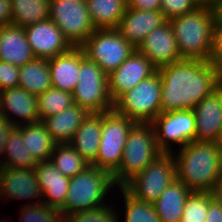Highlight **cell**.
<instances>
[{
    "mask_svg": "<svg viewBox=\"0 0 222 222\" xmlns=\"http://www.w3.org/2000/svg\"><path fill=\"white\" fill-rule=\"evenodd\" d=\"M161 77V113L193 110L219 86L222 69L210 61L182 59L157 69Z\"/></svg>",
    "mask_w": 222,
    "mask_h": 222,
    "instance_id": "cell-1",
    "label": "cell"
},
{
    "mask_svg": "<svg viewBox=\"0 0 222 222\" xmlns=\"http://www.w3.org/2000/svg\"><path fill=\"white\" fill-rule=\"evenodd\" d=\"M175 152L178 153L174 155ZM172 154L178 181L191 191L212 192L222 176V150L218 143L191 141Z\"/></svg>",
    "mask_w": 222,
    "mask_h": 222,
    "instance_id": "cell-2",
    "label": "cell"
},
{
    "mask_svg": "<svg viewBox=\"0 0 222 222\" xmlns=\"http://www.w3.org/2000/svg\"><path fill=\"white\" fill-rule=\"evenodd\" d=\"M179 53L183 59L210 61L215 12L210 7L196 10L169 20Z\"/></svg>",
    "mask_w": 222,
    "mask_h": 222,
    "instance_id": "cell-3",
    "label": "cell"
},
{
    "mask_svg": "<svg viewBox=\"0 0 222 222\" xmlns=\"http://www.w3.org/2000/svg\"><path fill=\"white\" fill-rule=\"evenodd\" d=\"M116 185L112 175L94 165H89L70 178L66 203L60 209L62 216L106 204L107 194Z\"/></svg>",
    "mask_w": 222,
    "mask_h": 222,
    "instance_id": "cell-4",
    "label": "cell"
},
{
    "mask_svg": "<svg viewBox=\"0 0 222 222\" xmlns=\"http://www.w3.org/2000/svg\"><path fill=\"white\" fill-rule=\"evenodd\" d=\"M162 153L152 123H135L127 136L120 166L112 175L115 185L123 187Z\"/></svg>",
    "mask_w": 222,
    "mask_h": 222,
    "instance_id": "cell-5",
    "label": "cell"
},
{
    "mask_svg": "<svg viewBox=\"0 0 222 222\" xmlns=\"http://www.w3.org/2000/svg\"><path fill=\"white\" fill-rule=\"evenodd\" d=\"M78 74L77 85L72 92L74 104L81 106L88 113H102L113 110L108 75L97 63L85 56L82 47H80Z\"/></svg>",
    "mask_w": 222,
    "mask_h": 222,
    "instance_id": "cell-6",
    "label": "cell"
},
{
    "mask_svg": "<svg viewBox=\"0 0 222 222\" xmlns=\"http://www.w3.org/2000/svg\"><path fill=\"white\" fill-rule=\"evenodd\" d=\"M161 77L158 70L122 94L113 110L136 123H151L161 113Z\"/></svg>",
    "mask_w": 222,
    "mask_h": 222,
    "instance_id": "cell-7",
    "label": "cell"
},
{
    "mask_svg": "<svg viewBox=\"0 0 222 222\" xmlns=\"http://www.w3.org/2000/svg\"><path fill=\"white\" fill-rule=\"evenodd\" d=\"M114 110L102 112V131L96 160L91 164L113 175L119 168L127 136L135 124Z\"/></svg>",
    "mask_w": 222,
    "mask_h": 222,
    "instance_id": "cell-8",
    "label": "cell"
},
{
    "mask_svg": "<svg viewBox=\"0 0 222 222\" xmlns=\"http://www.w3.org/2000/svg\"><path fill=\"white\" fill-rule=\"evenodd\" d=\"M176 179L173 154L162 153L123 188L137 200L154 203Z\"/></svg>",
    "mask_w": 222,
    "mask_h": 222,
    "instance_id": "cell-9",
    "label": "cell"
},
{
    "mask_svg": "<svg viewBox=\"0 0 222 222\" xmlns=\"http://www.w3.org/2000/svg\"><path fill=\"white\" fill-rule=\"evenodd\" d=\"M49 18L72 47H81L96 30L86 0H50Z\"/></svg>",
    "mask_w": 222,
    "mask_h": 222,
    "instance_id": "cell-10",
    "label": "cell"
},
{
    "mask_svg": "<svg viewBox=\"0 0 222 222\" xmlns=\"http://www.w3.org/2000/svg\"><path fill=\"white\" fill-rule=\"evenodd\" d=\"M81 47L107 75L136 50L116 28L96 29Z\"/></svg>",
    "mask_w": 222,
    "mask_h": 222,
    "instance_id": "cell-11",
    "label": "cell"
},
{
    "mask_svg": "<svg viewBox=\"0 0 222 222\" xmlns=\"http://www.w3.org/2000/svg\"><path fill=\"white\" fill-rule=\"evenodd\" d=\"M158 148L163 153H172V145L181 148L196 137L194 110H178L160 113L152 122ZM174 143V144H172Z\"/></svg>",
    "mask_w": 222,
    "mask_h": 222,
    "instance_id": "cell-12",
    "label": "cell"
},
{
    "mask_svg": "<svg viewBox=\"0 0 222 222\" xmlns=\"http://www.w3.org/2000/svg\"><path fill=\"white\" fill-rule=\"evenodd\" d=\"M156 71L157 68L148 58L135 50L116 70L108 75L109 93L113 103L122 94Z\"/></svg>",
    "mask_w": 222,
    "mask_h": 222,
    "instance_id": "cell-13",
    "label": "cell"
},
{
    "mask_svg": "<svg viewBox=\"0 0 222 222\" xmlns=\"http://www.w3.org/2000/svg\"><path fill=\"white\" fill-rule=\"evenodd\" d=\"M195 141L218 143L222 134V78L219 86L195 107Z\"/></svg>",
    "mask_w": 222,
    "mask_h": 222,
    "instance_id": "cell-14",
    "label": "cell"
},
{
    "mask_svg": "<svg viewBox=\"0 0 222 222\" xmlns=\"http://www.w3.org/2000/svg\"><path fill=\"white\" fill-rule=\"evenodd\" d=\"M0 198L9 200H37L42 202L35 167L30 169L0 167ZM39 199V200H38Z\"/></svg>",
    "mask_w": 222,
    "mask_h": 222,
    "instance_id": "cell-15",
    "label": "cell"
},
{
    "mask_svg": "<svg viewBox=\"0 0 222 222\" xmlns=\"http://www.w3.org/2000/svg\"><path fill=\"white\" fill-rule=\"evenodd\" d=\"M158 69L182 60L169 21L148 34L136 48Z\"/></svg>",
    "mask_w": 222,
    "mask_h": 222,
    "instance_id": "cell-16",
    "label": "cell"
},
{
    "mask_svg": "<svg viewBox=\"0 0 222 222\" xmlns=\"http://www.w3.org/2000/svg\"><path fill=\"white\" fill-rule=\"evenodd\" d=\"M24 30L36 58L50 59L72 47L50 18L29 25Z\"/></svg>",
    "mask_w": 222,
    "mask_h": 222,
    "instance_id": "cell-17",
    "label": "cell"
},
{
    "mask_svg": "<svg viewBox=\"0 0 222 222\" xmlns=\"http://www.w3.org/2000/svg\"><path fill=\"white\" fill-rule=\"evenodd\" d=\"M11 114L17 117L18 120ZM0 115L6 117L15 127L38 122L37 96L28 93L21 87L1 91Z\"/></svg>",
    "mask_w": 222,
    "mask_h": 222,
    "instance_id": "cell-18",
    "label": "cell"
},
{
    "mask_svg": "<svg viewBox=\"0 0 222 222\" xmlns=\"http://www.w3.org/2000/svg\"><path fill=\"white\" fill-rule=\"evenodd\" d=\"M167 21L161 10L142 11L127 7L116 29L137 48L148 34Z\"/></svg>",
    "mask_w": 222,
    "mask_h": 222,
    "instance_id": "cell-19",
    "label": "cell"
},
{
    "mask_svg": "<svg viewBox=\"0 0 222 222\" xmlns=\"http://www.w3.org/2000/svg\"><path fill=\"white\" fill-rule=\"evenodd\" d=\"M35 173L42 190V202L60 210L66 203L70 178L64 176L51 160L37 162Z\"/></svg>",
    "mask_w": 222,
    "mask_h": 222,
    "instance_id": "cell-20",
    "label": "cell"
},
{
    "mask_svg": "<svg viewBox=\"0 0 222 222\" xmlns=\"http://www.w3.org/2000/svg\"><path fill=\"white\" fill-rule=\"evenodd\" d=\"M35 58L23 27L0 26V61L20 68Z\"/></svg>",
    "mask_w": 222,
    "mask_h": 222,
    "instance_id": "cell-21",
    "label": "cell"
},
{
    "mask_svg": "<svg viewBox=\"0 0 222 222\" xmlns=\"http://www.w3.org/2000/svg\"><path fill=\"white\" fill-rule=\"evenodd\" d=\"M53 88L72 93L77 85L80 69V47L48 59Z\"/></svg>",
    "mask_w": 222,
    "mask_h": 222,
    "instance_id": "cell-22",
    "label": "cell"
},
{
    "mask_svg": "<svg viewBox=\"0 0 222 222\" xmlns=\"http://www.w3.org/2000/svg\"><path fill=\"white\" fill-rule=\"evenodd\" d=\"M101 131L102 113H89L69 142L90 165L98 155Z\"/></svg>",
    "mask_w": 222,
    "mask_h": 222,
    "instance_id": "cell-23",
    "label": "cell"
},
{
    "mask_svg": "<svg viewBox=\"0 0 222 222\" xmlns=\"http://www.w3.org/2000/svg\"><path fill=\"white\" fill-rule=\"evenodd\" d=\"M89 113L77 104L42 120L56 143H69Z\"/></svg>",
    "mask_w": 222,
    "mask_h": 222,
    "instance_id": "cell-24",
    "label": "cell"
},
{
    "mask_svg": "<svg viewBox=\"0 0 222 222\" xmlns=\"http://www.w3.org/2000/svg\"><path fill=\"white\" fill-rule=\"evenodd\" d=\"M192 191L177 179L153 203L161 222H181L187 197Z\"/></svg>",
    "mask_w": 222,
    "mask_h": 222,
    "instance_id": "cell-25",
    "label": "cell"
},
{
    "mask_svg": "<svg viewBox=\"0 0 222 222\" xmlns=\"http://www.w3.org/2000/svg\"><path fill=\"white\" fill-rule=\"evenodd\" d=\"M23 135V141L36 162L48 161L56 142L42 121L16 127Z\"/></svg>",
    "mask_w": 222,
    "mask_h": 222,
    "instance_id": "cell-26",
    "label": "cell"
},
{
    "mask_svg": "<svg viewBox=\"0 0 222 222\" xmlns=\"http://www.w3.org/2000/svg\"><path fill=\"white\" fill-rule=\"evenodd\" d=\"M18 87L36 96L52 88L48 59L35 58L20 67Z\"/></svg>",
    "mask_w": 222,
    "mask_h": 222,
    "instance_id": "cell-27",
    "label": "cell"
},
{
    "mask_svg": "<svg viewBox=\"0 0 222 222\" xmlns=\"http://www.w3.org/2000/svg\"><path fill=\"white\" fill-rule=\"evenodd\" d=\"M128 0H86L88 12L96 29L117 28Z\"/></svg>",
    "mask_w": 222,
    "mask_h": 222,
    "instance_id": "cell-28",
    "label": "cell"
},
{
    "mask_svg": "<svg viewBox=\"0 0 222 222\" xmlns=\"http://www.w3.org/2000/svg\"><path fill=\"white\" fill-rule=\"evenodd\" d=\"M12 25L27 27L49 19L50 0H11Z\"/></svg>",
    "mask_w": 222,
    "mask_h": 222,
    "instance_id": "cell-29",
    "label": "cell"
},
{
    "mask_svg": "<svg viewBox=\"0 0 222 222\" xmlns=\"http://www.w3.org/2000/svg\"><path fill=\"white\" fill-rule=\"evenodd\" d=\"M27 149L22 133L14 127L6 140L3 161L0 159V167L23 169L35 167L37 162Z\"/></svg>",
    "mask_w": 222,
    "mask_h": 222,
    "instance_id": "cell-30",
    "label": "cell"
},
{
    "mask_svg": "<svg viewBox=\"0 0 222 222\" xmlns=\"http://www.w3.org/2000/svg\"><path fill=\"white\" fill-rule=\"evenodd\" d=\"M50 160L68 178L90 165L69 143H56Z\"/></svg>",
    "mask_w": 222,
    "mask_h": 222,
    "instance_id": "cell-31",
    "label": "cell"
},
{
    "mask_svg": "<svg viewBox=\"0 0 222 222\" xmlns=\"http://www.w3.org/2000/svg\"><path fill=\"white\" fill-rule=\"evenodd\" d=\"M73 104L72 93L52 87L37 96L39 121L58 114Z\"/></svg>",
    "mask_w": 222,
    "mask_h": 222,
    "instance_id": "cell-32",
    "label": "cell"
},
{
    "mask_svg": "<svg viewBox=\"0 0 222 222\" xmlns=\"http://www.w3.org/2000/svg\"><path fill=\"white\" fill-rule=\"evenodd\" d=\"M118 189L124 199L125 222H161L153 203L135 199L123 187Z\"/></svg>",
    "mask_w": 222,
    "mask_h": 222,
    "instance_id": "cell-33",
    "label": "cell"
},
{
    "mask_svg": "<svg viewBox=\"0 0 222 222\" xmlns=\"http://www.w3.org/2000/svg\"><path fill=\"white\" fill-rule=\"evenodd\" d=\"M36 202L22 206L19 211L22 214H20V222H64V217L59 209L49 207L43 202L37 204Z\"/></svg>",
    "mask_w": 222,
    "mask_h": 222,
    "instance_id": "cell-34",
    "label": "cell"
},
{
    "mask_svg": "<svg viewBox=\"0 0 222 222\" xmlns=\"http://www.w3.org/2000/svg\"><path fill=\"white\" fill-rule=\"evenodd\" d=\"M209 209V192L192 191L187 197L181 222H205Z\"/></svg>",
    "mask_w": 222,
    "mask_h": 222,
    "instance_id": "cell-35",
    "label": "cell"
},
{
    "mask_svg": "<svg viewBox=\"0 0 222 222\" xmlns=\"http://www.w3.org/2000/svg\"><path fill=\"white\" fill-rule=\"evenodd\" d=\"M116 208L107 204L73 212L64 218V222H119ZM118 214V215H117Z\"/></svg>",
    "mask_w": 222,
    "mask_h": 222,
    "instance_id": "cell-36",
    "label": "cell"
},
{
    "mask_svg": "<svg viewBox=\"0 0 222 222\" xmlns=\"http://www.w3.org/2000/svg\"><path fill=\"white\" fill-rule=\"evenodd\" d=\"M198 7L195 0H161L160 10L169 21L174 17L192 12Z\"/></svg>",
    "mask_w": 222,
    "mask_h": 222,
    "instance_id": "cell-37",
    "label": "cell"
},
{
    "mask_svg": "<svg viewBox=\"0 0 222 222\" xmlns=\"http://www.w3.org/2000/svg\"><path fill=\"white\" fill-rule=\"evenodd\" d=\"M20 68L0 61V92L6 89L18 87Z\"/></svg>",
    "mask_w": 222,
    "mask_h": 222,
    "instance_id": "cell-38",
    "label": "cell"
},
{
    "mask_svg": "<svg viewBox=\"0 0 222 222\" xmlns=\"http://www.w3.org/2000/svg\"><path fill=\"white\" fill-rule=\"evenodd\" d=\"M210 62H213L222 69V21H217L216 19L213 30Z\"/></svg>",
    "mask_w": 222,
    "mask_h": 222,
    "instance_id": "cell-39",
    "label": "cell"
},
{
    "mask_svg": "<svg viewBox=\"0 0 222 222\" xmlns=\"http://www.w3.org/2000/svg\"><path fill=\"white\" fill-rule=\"evenodd\" d=\"M127 7L142 11L160 10L161 0H128Z\"/></svg>",
    "mask_w": 222,
    "mask_h": 222,
    "instance_id": "cell-40",
    "label": "cell"
},
{
    "mask_svg": "<svg viewBox=\"0 0 222 222\" xmlns=\"http://www.w3.org/2000/svg\"><path fill=\"white\" fill-rule=\"evenodd\" d=\"M205 222H222V207L214 199L212 192H209V209Z\"/></svg>",
    "mask_w": 222,
    "mask_h": 222,
    "instance_id": "cell-41",
    "label": "cell"
},
{
    "mask_svg": "<svg viewBox=\"0 0 222 222\" xmlns=\"http://www.w3.org/2000/svg\"><path fill=\"white\" fill-rule=\"evenodd\" d=\"M13 126L6 117L0 115V156L4 155L5 143Z\"/></svg>",
    "mask_w": 222,
    "mask_h": 222,
    "instance_id": "cell-42",
    "label": "cell"
},
{
    "mask_svg": "<svg viewBox=\"0 0 222 222\" xmlns=\"http://www.w3.org/2000/svg\"><path fill=\"white\" fill-rule=\"evenodd\" d=\"M11 0H0V26L12 25Z\"/></svg>",
    "mask_w": 222,
    "mask_h": 222,
    "instance_id": "cell-43",
    "label": "cell"
},
{
    "mask_svg": "<svg viewBox=\"0 0 222 222\" xmlns=\"http://www.w3.org/2000/svg\"><path fill=\"white\" fill-rule=\"evenodd\" d=\"M212 194L214 199L219 203L222 207V176L215 184L214 189L212 190Z\"/></svg>",
    "mask_w": 222,
    "mask_h": 222,
    "instance_id": "cell-44",
    "label": "cell"
},
{
    "mask_svg": "<svg viewBox=\"0 0 222 222\" xmlns=\"http://www.w3.org/2000/svg\"><path fill=\"white\" fill-rule=\"evenodd\" d=\"M218 0H195L199 7L214 8Z\"/></svg>",
    "mask_w": 222,
    "mask_h": 222,
    "instance_id": "cell-45",
    "label": "cell"
},
{
    "mask_svg": "<svg viewBox=\"0 0 222 222\" xmlns=\"http://www.w3.org/2000/svg\"><path fill=\"white\" fill-rule=\"evenodd\" d=\"M215 12V19L222 21V0H218L216 6L213 8Z\"/></svg>",
    "mask_w": 222,
    "mask_h": 222,
    "instance_id": "cell-46",
    "label": "cell"
},
{
    "mask_svg": "<svg viewBox=\"0 0 222 222\" xmlns=\"http://www.w3.org/2000/svg\"><path fill=\"white\" fill-rule=\"evenodd\" d=\"M218 145H219V147H220L221 150H222V134H221V137H220V139H219V141H218Z\"/></svg>",
    "mask_w": 222,
    "mask_h": 222,
    "instance_id": "cell-47",
    "label": "cell"
},
{
    "mask_svg": "<svg viewBox=\"0 0 222 222\" xmlns=\"http://www.w3.org/2000/svg\"><path fill=\"white\" fill-rule=\"evenodd\" d=\"M0 222H7V219H6V221L2 218V220H0Z\"/></svg>",
    "mask_w": 222,
    "mask_h": 222,
    "instance_id": "cell-48",
    "label": "cell"
}]
</instances>
